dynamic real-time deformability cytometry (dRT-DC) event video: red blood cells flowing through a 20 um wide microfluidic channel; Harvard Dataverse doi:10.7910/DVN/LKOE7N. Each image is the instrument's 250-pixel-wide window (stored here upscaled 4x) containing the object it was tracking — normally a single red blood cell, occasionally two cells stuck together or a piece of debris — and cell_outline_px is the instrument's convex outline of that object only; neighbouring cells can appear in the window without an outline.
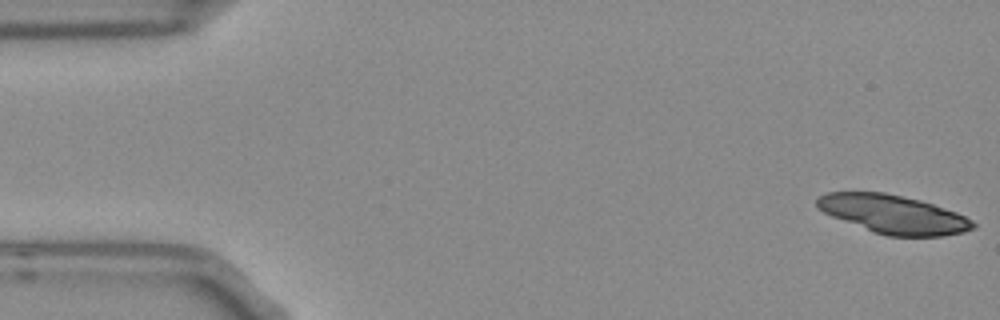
{"species": "Egyptian fruit bat (a non-hibernating species)", "species_latin": "Rousettus aegyptiacus", "temperature_condition": "room temperature", "stored_images_in_passage": 10, "camera_frame_rate_fps": 3000, "um_per_image_px": 0.085, "frame": {"image": 1, "passage_image": 1, "time_ms": 0.0, "image_size_px": [1000, 320], "cell_outline_px": [[976, 228], [964, 232], [944, 236], [888, 236], [872, 232], [832, 216], [816, 208], [816, 200], [820, 196], [828, 192], [884, 192], [920, 200], [956, 212], [972, 220], [976, 224]], "centroid_in_image_um": [75.93, 18.22], "position_along_channel_um": 9.1, "area_um2": 34.97}}